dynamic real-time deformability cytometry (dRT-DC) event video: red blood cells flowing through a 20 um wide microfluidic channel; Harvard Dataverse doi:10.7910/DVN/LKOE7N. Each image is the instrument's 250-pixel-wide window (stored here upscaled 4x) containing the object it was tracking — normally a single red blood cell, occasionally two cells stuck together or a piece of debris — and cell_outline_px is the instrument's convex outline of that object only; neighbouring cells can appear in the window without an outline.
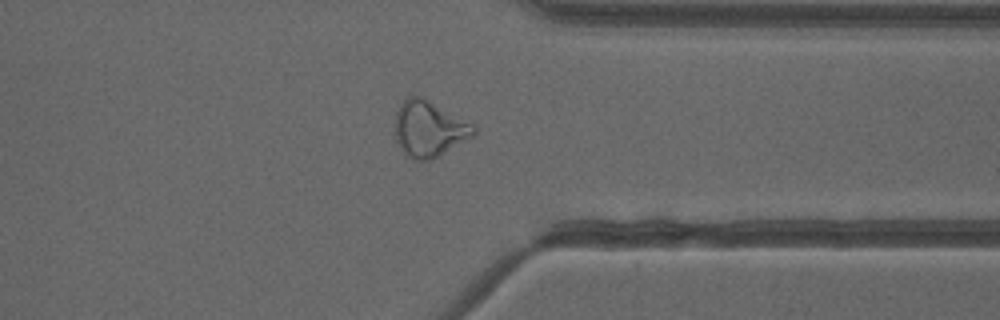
{"species": "common noctule bat (a hibernating species)", "species_latin": "Nyctalus noctula", "temperature_condition": "cold", "stored_images_in_passage": 38, "camera_frame_rate_fps": 3000, "um_per_image_px": 0.085, "animal": {"sex": "female"}, "frame": {"image": 1, "passage_image": 27, "time_ms": 8.667, "image_size_px": [1000, 320], "cell_outline_px": [[476, 132], [468, 140], [432, 160], [416, 160], [408, 156], [400, 148], [396, 140], [396, 112], [400, 104], [408, 96], [420, 96], [476, 124]], "centroid_in_image_um": [36.51, 10.96], "position_along_channel_um": 374.9, "area_um2": 25.72}, "authors_computed_cell_mechanics": {"area_um2": 25.6054, "velocity_mm_per_s": 3.9946, "shape_relaxation_time_tau1_ms": null, "shape_relaxation_time_tau2_ms": 2.2103, "deformation_change_tau1": null, "deformation_change_tau2": 0.114}}